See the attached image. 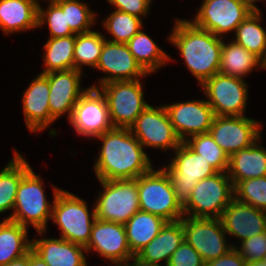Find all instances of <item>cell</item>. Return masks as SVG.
I'll return each mask as SVG.
<instances>
[{
    "instance_id": "1",
    "label": "cell",
    "mask_w": 266,
    "mask_h": 266,
    "mask_svg": "<svg viewBox=\"0 0 266 266\" xmlns=\"http://www.w3.org/2000/svg\"><path fill=\"white\" fill-rule=\"evenodd\" d=\"M103 145L94 164L99 180L137 179L153 167L129 128H112L97 137Z\"/></svg>"
},
{
    "instance_id": "2",
    "label": "cell",
    "mask_w": 266,
    "mask_h": 266,
    "mask_svg": "<svg viewBox=\"0 0 266 266\" xmlns=\"http://www.w3.org/2000/svg\"><path fill=\"white\" fill-rule=\"evenodd\" d=\"M168 40L179 49L200 85L219 73L222 37L195 26L191 21L177 19Z\"/></svg>"
},
{
    "instance_id": "3",
    "label": "cell",
    "mask_w": 266,
    "mask_h": 266,
    "mask_svg": "<svg viewBox=\"0 0 266 266\" xmlns=\"http://www.w3.org/2000/svg\"><path fill=\"white\" fill-rule=\"evenodd\" d=\"M53 190L54 202L52 203L51 219L58 224L61 231L60 237L86 247L96 219L95 207L90 214L86 202L79 197L58 188Z\"/></svg>"
},
{
    "instance_id": "4",
    "label": "cell",
    "mask_w": 266,
    "mask_h": 266,
    "mask_svg": "<svg viewBox=\"0 0 266 266\" xmlns=\"http://www.w3.org/2000/svg\"><path fill=\"white\" fill-rule=\"evenodd\" d=\"M43 182L31 168L21 179L13 207L12 215L8 218L24 227L32 225L41 236L48 220L51 219L52 206L47 202Z\"/></svg>"
},
{
    "instance_id": "5",
    "label": "cell",
    "mask_w": 266,
    "mask_h": 266,
    "mask_svg": "<svg viewBox=\"0 0 266 266\" xmlns=\"http://www.w3.org/2000/svg\"><path fill=\"white\" fill-rule=\"evenodd\" d=\"M140 210L154 214L167 222L184 217L183 207L176 200L169 175L162 168H153L137 178Z\"/></svg>"
},
{
    "instance_id": "6",
    "label": "cell",
    "mask_w": 266,
    "mask_h": 266,
    "mask_svg": "<svg viewBox=\"0 0 266 266\" xmlns=\"http://www.w3.org/2000/svg\"><path fill=\"white\" fill-rule=\"evenodd\" d=\"M233 199L234 186L228 173L217 172L196 184L183 206V214L191 218H220Z\"/></svg>"
},
{
    "instance_id": "7",
    "label": "cell",
    "mask_w": 266,
    "mask_h": 266,
    "mask_svg": "<svg viewBox=\"0 0 266 266\" xmlns=\"http://www.w3.org/2000/svg\"><path fill=\"white\" fill-rule=\"evenodd\" d=\"M174 151L175 157L163 169L169 175L176 200L183 207L190 199L196 184L213 176L217 171L185 142H181Z\"/></svg>"
},
{
    "instance_id": "8",
    "label": "cell",
    "mask_w": 266,
    "mask_h": 266,
    "mask_svg": "<svg viewBox=\"0 0 266 266\" xmlns=\"http://www.w3.org/2000/svg\"><path fill=\"white\" fill-rule=\"evenodd\" d=\"M99 181L104 189L95 202L96 219L125 224L140 210L137 179Z\"/></svg>"
},
{
    "instance_id": "9",
    "label": "cell",
    "mask_w": 266,
    "mask_h": 266,
    "mask_svg": "<svg viewBox=\"0 0 266 266\" xmlns=\"http://www.w3.org/2000/svg\"><path fill=\"white\" fill-rule=\"evenodd\" d=\"M104 94L110 119L116 128H130L136 118L149 106L144 100L141 81H112L100 85Z\"/></svg>"
},
{
    "instance_id": "10",
    "label": "cell",
    "mask_w": 266,
    "mask_h": 266,
    "mask_svg": "<svg viewBox=\"0 0 266 266\" xmlns=\"http://www.w3.org/2000/svg\"><path fill=\"white\" fill-rule=\"evenodd\" d=\"M182 224L185 241L201 255L204 263L225 255L234 247L233 244L229 245L226 242L225 234L227 233L220 218L184 216Z\"/></svg>"
},
{
    "instance_id": "11",
    "label": "cell",
    "mask_w": 266,
    "mask_h": 266,
    "mask_svg": "<svg viewBox=\"0 0 266 266\" xmlns=\"http://www.w3.org/2000/svg\"><path fill=\"white\" fill-rule=\"evenodd\" d=\"M255 9L244 0H204L191 22L222 37L236 31L242 21Z\"/></svg>"
},
{
    "instance_id": "12",
    "label": "cell",
    "mask_w": 266,
    "mask_h": 266,
    "mask_svg": "<svg viewBox=\"0 0 266 266\" xmlns=\"http://www.w3.org/2000/svg\"><path fill=\"white\" fill-rule=\"evenodd\" d=\"M201 87L215 116H244L248 92L243 79L217 73Z\"/></svg>"
},
{
    "instance_id": "13",
    "label": "cell",
    "mask_w": 266,
    "mask_h": 266,
    "mask_svg": "<svg viewBox=\"0 0 266 266\" xmlns=\"http://www.w3.org/2000/svg\"><path fill=\"white\" fill-rule=\"evenodd\" d=\"M69 122L79 135L99 137L114 128L104 94L95 85L80 96Z\"/></svg>"
},
{
    "instance_id": "14",
    "label": "cell",
    "mask_w": 266,
    "mask_h": 266,
    "mask_svg": "<svg viewBox=\"0 0 266 266\" xmlns=\"http://www.w3.org/2000/svg\"><path fill=\"white\" fill-rule=\"evenodd\" d=\"M131 133L144 147H158L173 151L181 144L164 106L149 105L129 128Z\"/></svg>"
},
{
    "instance_id": "15",
    "label": "cell",
    "mask_w": 266,
    "mask_h": 266,
    "mask_svg": "<svg viewBox=\"0 0 266 266\" xmlns=\"http://www.w3.org/2000/svg\"><path fill=\"white\" fill-rule=\"evenodd\" d=\"M261 126L257 120L246 116H215L209 133L230 157L259 139Z\"/></svg>"
},
{
    "instance_id": "16",
    "label": "cell",
    "mask_w": 266,
    "mask_h": 266,
    "mask_svg": "<svg viewBox=\"0 0 266 266\" xmlns=\"http://www.w3.org/2000/svg\"><path fill=\"white\" fill-rule=\"evenodd\" d=\"M85 249L87 253L90 249L97 251L116 266H127L134 256L128 246L124 224L100 219H95Z\"/></svg>"
},
{
    "instance_id": "17",
    "label": "cell",
    "mask_w": 266,
    "mask_h": 266,
    "mask_svg": "<svg viewBox=\"0 0 266 266\" xmlns=\"http://www.w3.org/2000/svg\"><path fill=\"white\" fill-rule=\"evenodd\" d=\"M164 107L177 137L182 142L193 135L208 133L215 117L206 100L178 102Z\"/></svg>"
},
{
    "instance_id": "18",
    "label": "cell",
    "mask_w": 266,
    "mask_h": 266,
    "mask_svg": "<svg viewBox=\"0 0 266 266\" xmlns=\"http://www.w3.org/2000/svg\"><path fill=\"white\" fill-rule=\"evenodd\" d=\"M96 68L108 73V77H103L98 86L112 81L138 80L148 75L137 63L126 43H114L107 39Z\"/></svg>"
},
{
    "instance_id": "19",
    "label": "cell",
    "mask_w": 266,
    "mask_h": 266,
    "mask_svg": "<svg viewBox=\"0 0 266 266\" xmlns=\"http://www.w3.org/2000/svg\"><path fill=\"white\" fill-rule=\"evenodd\" d=\"M82 71L70 69L44 74L49 81V108L51 116L57 120L67 112L71 118L73 108L80 96L86 91L81 89Z\"/></svg>"
},
{
    "instance_id": "20",
    "label": "cell",
    "mask_w": 266,
    "mask_h": 266,
    "mask_svg": "<svg viewBox=\"0 0 266 266\" xmlns=\"http://www.w3.org/2000/svg\"><path fill=\"white\" fill-rule=\"evenodd\" d=\"M220 220L225 232L241 241L266 232V211L235 198L222 212Z\"/></svg>"
},
{
    "instance_id": "21",
    "label": "cell",
    "mask_w": 266,
    "mask_h": 266,
    "mask_svg": "<svg viewBox=\"0 0 266 266\" xmlns=\"http://www.w3.org/2000/svg\"><path fill=\"white\" fill-rule=\"evenodd\" d=\"M49 91L48 78L39 73L24 92L23 113L30 132L42 131L55 121L50 114Z\"/></svg>"
},
{
    "instance_id": "22",
    "label": "cell",
    "mask_w": 266,
    "mask_h": 266,
    "mask_svg": "<svg viewBox=\"0 0 266 266\" xmlns=\"http://www.w3.org/2000/svg\"><path fill=\"white\" fill-rule=\"evenodd\" d=\"M32 250L48 266H87L85 247L74 244L62 237L32 240Z\"/></svg>"
},
{
    "instance_id": "23",
    "label": "cell",
    "mask_w": 266,
    "mask_h": 266,
    "mask_svg": "<svg viewBox=\"0 0 266 266\" xmlns=\"http://www.w3.org/2000/svg\"><path fill=\"white\" fill-rule=\"evenodd\" d=\"M260 140L229 157L227 173L233 186L239 181L266 176V149L258 145Z\"/></svg>"
},
{
    "instance_id": "24",
    "label": "cell",
    "mask_w": 266,
    "mask_h": 266,
    "mask_svg": "<svg viewBox=\"0 0 266 266\" xmlns=\"http://www.w3.org/2000/svg\"><path fill=\"white\" fill-rule=\"evenodd\" d=\"M37 0H0V29L7 35L38 28Z\"/></svg>"
},
{
    "instance_id": "25",
    "label": "cell",
    "mask_w": 266,
    "mask_h": 266,
    "mask_svg": "<svg viewBox=\"0 0 266 266\" xmlns=\"http://www.w3.org/2000/svg\"><path fill=\"white\" fill-rule=\"evenodd\" d=\"M184 240L182 219L167 222L159 234L136 255L146 262L158 263L164 261L166 264Z\"/></svg>"
},
{
    "instance_id": "26",
    "label": "cell",
    "mask_w": 266,
    "mask_h": 266,
    "mask_svg": "<svg viewBox=\"0 0 266 266\" xmlns=\"http://www.w3.org/2000/svg\"><path fill=\"white\" fill-rule=\"evenodd\" d=\"M166 223V220L154 214L137 211L124 224L130 251L136 255L159 234Z\"/></svg>"
},
{
    "instance_id": "27",
    "label": "cell",
    "mask_w": 266,
    "mask_h": 266,
    "mask_svg": "<svg viewBox=\"0 0 266 266\" xmlns=\"http://www.w3.org/2000/svg\"><path fill=\"white\" fill-rule=\"evenodd\" d=\"M27 228L9 219L0 222V266L24 257L32 249Z\"/></svg>"
},
{
    "instance_id": "28",
    "label": "cell",
    "mask_w": 266,
    "mask_h": 266,
    "mask_svg": "<svg viewBox=\"0 0 266 266\" xmlns=\"http://www.w3.org/2000/svg\"><path fill=\"white\" fill-rule=\"evenodd\" d=\"M263 67V61L254 53L249 52L233 40L230 43L223 41L219 73L243 79L252 69Z\"/></svg>"
},
{
    "instance_id": "29",
    "label": "cell",
    "mask_w": 266,
    "mask_h": 266,
    "mask_svg": "<svg viewBox=\"0 0 266 266\" xmlns=\"http://www.w3.org/2000/svg\"><path fill=\"white\" fill-rule=\"evenodd\" d=\"M140 29L127 43L137 63L150 74L170 61L166 54L146 33Z\"/></svg>"
},
{
    "instance_id": "30",
    "label": "cell",
    "mask_w": 266,
    "mask_h": 266,
    "mask_svg": "<svg viewBox=\"0 0 266 266\" xmlns=\"http://www.w3.org/2000/svg\"><path fill=\"white\" fill-rule=\"evenodd\" d=\"M30 169L25 158L15 150L13 160L0 171V214L13 209L19 183Z\"/></svg>"
},
{
    "instance_id": "31",
    "label": "cell",
    "mask_w": 266,
    "mask_h": 266,
    "mask_svg": "<svg viewBox=\"0 0 266 266\" xmlns=\"http://www.w3.org/2000/svg\"><path fill=\"white\" fill-rule=\"evenodd\" d=\"M260 9L252 11L237 27L235 40L237 44L254 53L263 62L266 59V31L259 24Z\"/></svg>"
},
{
    "instance_id": "32",
    "label": "cell",
    "mask_w": 266,
    "mask_h": 266,
    "mask_svg": "<svg viewBox=\"0 0 266 266\" xmlns=\"http://www.w3.org/2000/svg\"><path fill=\"white\" fill-rule=\"evenodd\" d=\"M76 35L60 38H49L44 45L46 52L43 60L45 69L41 74H47L54 71H65L75 69L74 47Z\"/></svg>"
},
{
    "instance_id": "33",
    "label": "cell",
    "mask_w": 266,
    "mask_h": 266,
    "mask_svg": "<svg viewBox=\"0 0 266 266\" xmlns=\"http://www.w3.org/2000/svg\"><path fill=\"white\" fill-rule=\"evenodd\" d=\"M106 38L102 33L89 31L76 34L74 47L75 69L81 71L82 65L96 68Z\"/></svg>"
},
{
    "instance_id": "34",
    "label": "cell",
    "mask_w": 266,
    "mask_h": 266,
    "mask_svg": "<svg viewBox=\"0 0 266 266\" xmlns=\"http://www.w3.org/2000/svg\"><path fill=\"white\" fill-rule=\"evenodd\" d=\"M185 143L197 154H201L203 158L217 172H227L229 168V156L214 141L210 133H202L193 135L185 141Z\"/></svg>"
},
{
    "instance_id": "35",
    "label": "cell",
    "mask_w": 266,
    "mask_h": 266,
    "mask_svg": "<svg viewBox=\"0 0 266 266\" xmlns=\"http://www.w3.org/2000/svg\"><path fill=\"white\" fill-rule=\"evenodd\" d=\"M38 3V27L48 23L49 38H60L76 35L70 28L66 19V0H53L49 2L47 10H43Z\"/></svg>"
},
{
    "instance_id": "36",
    "label": "cell",
    "mask_w": 266,
    "mask_h": 266,
    "mask_svg": "<svg viewBox=\"0 0 266 266\" xmlns=\"http://www.w3.org/2000/svg\"><path fill=\"white\" fill-rule=\"evenodd\" d=\"M103 24L114 37L107 41L114 43H127L143 27L142 18L118 10H114Z\"/></svg>"
},
{
    "instance_id": "37",
    "label": "cell",
    "mask_w": 266,
    "mask_h": 266,
    "mask_svg": "<svg viewBox=\"0 0 266 266\" xmlns=\"http://www.w3.org/2000/svg\"><path fill=\"white\" fill-rule=\"evenodd\" d=\"M234 198L266 211V176L239 181L234 186Z\"/></svg>"
},
{
    "instance_id": "38",
    "label": "cell",
    "mask_w": 266,
    "mask_h": 266,
    "mask_svg": "<svg viewBox=\"0 0 266 266\" xmlns=\"http://www.w3.org/2000/svg\"><path fill=\"white\" fill-rule=\"evenodd\" d=\"M96 14L79 0H66V19L71 30L75 34L91 31L89 28L94 24Z\"/></svg>"
},
{
    "instance_id": "39",
    "label": "cell",
    "mask_w": 266,
    "mask_h": 266,
    "mask_svg": "<svg viewBox=\"0 0 266 266\" xmlns=\"http://www.w3.org/2000/svg\"><path fill=\"white\" fill-rule=\"evenodd\" d=\"M246 262L264 260L266 257V232L241 241L240 249L234 246Z\"/></svg>"
},
{
    "instance_id": "40",
    "label": "cell",
    "mask_w": 266,
    "mask_h": 266,
    "mask_svg": "<svg viewBox=\"0 0 266 266\" xmlns=\"http://www.w3.org/2000/svg\"><path fill=\"white\" fill-rule=\"evenodd\" d=\"M168 266H205L201 255L185 240L174 251Z\"/></svg>"
},
{
    "instance_id": "41",
    "label": "cell",
    "mask_w": 266,
    "mask_h": 266,
    "mask_svg": "<svg viewBox=\"0 0 266 266\" xmlns=\"http://www.w3.org/2000/svg\"><path fill=\"white\" fill-rule=\"evenodd\" d=\"M108 2L116 7L115 10L129 13L130 15L141 18L148 13L151 0H108Z\"/></svg>"
},
{
    "instance_id": "42",
    "label": "cell",
    "mask_w": 266,
    "mask_h": 266,
    "mask_svg": "<svg viewBox=\"0 0 266 266\" xmlns=\"http://www.w3.org/2000/svg\"><path fill=\"white\" fill-rule=\"evenodd\" d=\"M205 266H246V261L233 247L225 255L205 263Z\"/></svg>"
},
{
    "instance_id": "43",
    "label": "cell",
    "mask_w": 266,
    "mask_h": 266,
    "mask_svg": "<svg viewBox=\"0 0 266 266\" xmlns=\"http://www.w3.org/2000/svg\"><path fill=\"white\" fill-rule=\"evenodd\" d=\"M29 266H48V264L31 249L29 251Z\"/></svg>"
},
{
    "instance_id": "44",
    "label": "cell",
    "mask_w": 266,
    "mask_h": 266,
    "mask_svg": "<svg viewBox=\"0 0 266 266\" xmlns=\"http://www.w3.org/2000/svg\"><path fill=\"white\" fill-rule=\"evenodd\" d=\"M131 261L133 263L127 264V266H163L158 263L146 262L140 259L137 255H134ZM164 266H168V264L166 263Z\"/></svg>"
},
{
    "instance_id": "45",
    "label": "cell",
    "mask_w": 266,
    "mask_h": 266,
    "mask_svg": "<svg viewBox=\"0 0 266 266\" xmlns=\"http://www.w3.org/2000/svg\"><path fill=\"white\" fill-rule=\"evenodd\" d=\"M5 266H29V252L24 257L14 260Z\"/></svg>"
},
{
    "instance_id": "46",
    "label": "cell",
    "mask_w": 266,
    "mask_h": 266,
    "mask_svg": "<svg viewBox=\"0 0 266 266\" xmlns=\"http://www.w3.org/2000/svg\"><path fill=\"white\" fill-rule=\"evenodd\" d=\"M246 266H266V260L246 262Z\"/></svg>"
},
{
    "instance_id": "47",
    "label": "cell",
    "mask_w": 266,
    "mask_h": 266,
    "mask_svg": "<svg viewBox=\"0 0 266 266\" xmlns=\"http://www.w3.org/2000/svg\"><path fill=\"white\" fill-rule=\"evenodd\" d=\"M246 1L250 6H252L254 9H258L256 5H254V3H256L257 1L260 0H244ZM262 1V0H261Z\"/></svg>"
},
{
    "instance_id": "48",
    "label": "cell",
    "mask_w": 266,
    "mask_h": 266,
    "mask_svg": "<svg viewBox=\"0 0 266 266\" xmlns=\"http://www.w3.org/2000/svg\"><path fill=\"white\" fill-rule=\"evenodd\" d=\"M263 67L266 69V59L263 62Z\"/></svg>"
}]
</instances>
